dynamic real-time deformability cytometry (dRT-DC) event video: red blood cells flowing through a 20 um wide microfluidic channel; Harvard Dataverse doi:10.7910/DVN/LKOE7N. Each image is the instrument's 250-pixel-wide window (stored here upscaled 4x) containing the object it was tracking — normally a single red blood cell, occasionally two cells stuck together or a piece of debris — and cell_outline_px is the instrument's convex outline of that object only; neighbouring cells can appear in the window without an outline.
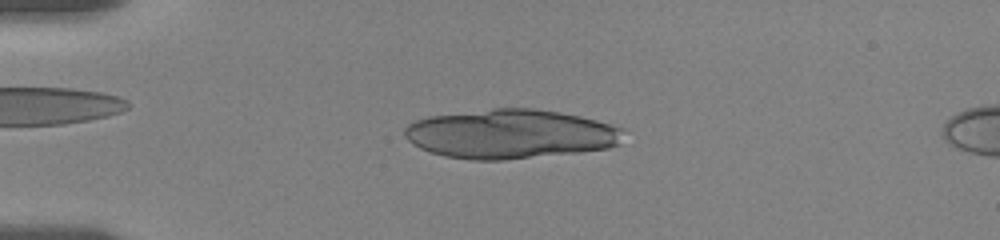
{"species": "human", "species_latin": "Homo sapiens", "temperature_condition": "room temperature", "stored_images_in_passage": 23, "camera_frame_rate_fps": 3000, "um_per_image_px": 0.085, "donor": {"sex": "female"}, "frame": {"image": 1, "passage_image": 22, "time_ms": 4.0, "image_size_px": [1000, 240], "cell_outline_px": [[624, 128], [620, 144], [608, 148], [576, 152], [504, 160], [472, 160], [444, 156], [420, 148], [412, 144], [404, 136], [404, 128], [408, 124], [416, 120], [428, 116], [492, 108], [536, 108], [560, 112], [580, 116], [596, 120]], "centroid_in_image_um": [43.37, 11.38], "position_along_channel_um": 41.6, "area_um2": 62.94}}